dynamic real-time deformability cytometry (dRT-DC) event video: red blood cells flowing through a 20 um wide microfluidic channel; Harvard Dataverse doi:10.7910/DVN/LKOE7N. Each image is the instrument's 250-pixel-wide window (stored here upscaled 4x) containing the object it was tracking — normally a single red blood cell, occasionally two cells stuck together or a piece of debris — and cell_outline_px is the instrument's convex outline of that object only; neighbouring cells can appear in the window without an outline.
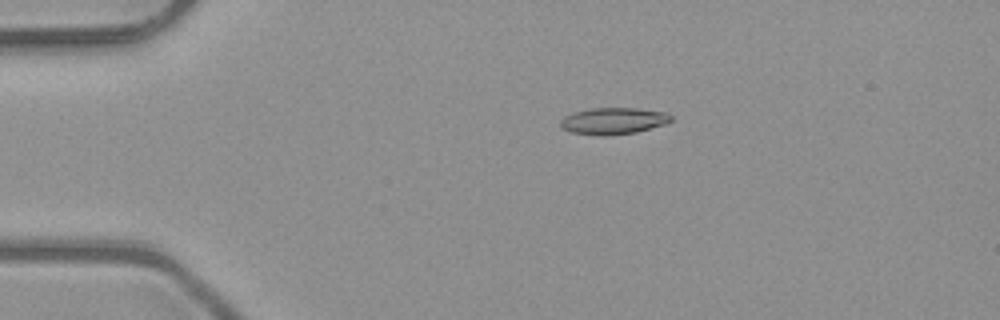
{"species": "common noctule bat (a hibernating species)", "species_latin": "Nyctalus noctula", "temperature_condition": "room temperature", "stored_images_in_passage": 3, "camera_frame_rate_fps": 3000, "um_per_image_px": 0.085, "animal": {"sex": "male", "body_mass_g": 23.1, "forearm_length_mm": 52.7}, "frame": {"image": 1, "passage_image": 2, "time_ms": 0.333, "image_size_px": [1000, 320], "cell_outline_px": [[672, 120], [668, 124], [636, 132], [604, 136], [600, 136], [572, 132], [564, 128], [560, 124], [560, 120], [564, 116], [576, 112], [592, 108], [636, 108], [668, 112], [672, 116]], "centroid_in_image_um": [52.2, 10.28], "position_along_channel_um": 32.8, "area_um2": 17.22}}